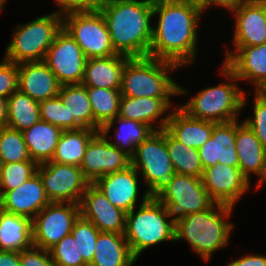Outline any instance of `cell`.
Returning <instances> with one entry per match:
<instances>
[{
    "mask_svg": "<svg viewBox=\"0 0 266 266\" xmlns=\"http://www.w3.org/2000/svg\"><path fill=\"white\" fill-rule=\"evenodd\" d=\"M153 26L149 57L182 66L196 58L197 27L203 11L198 3L182 0H153Z\"/></svg>",
    "mask_w": 266,
    "mask_h": 266,
    "instance_id": "1",
    "label": "cell"
},
{
    "mask_svg": "<svg viewBox=\"0 0 266 266\" xmlns=\"http://www.w3.org/2000/svg\"><path fill=\"white\" fill-rule=\"evenodd\" d=\"M99 11L106 21L117 54L129 58L149 56L153 0H105Z\"/></svg>",
    "mask_w": 266,
    "mask_h": 266,
    "instance_id": "2",
    "label": "cell"
},
{
    "mask_svg": "<svg viewBox=\"0 0 266 266\" xmlns=\"http://www.w3.org/2000/svg\"><path fill=\"white\" fill-rule=\"evenodd\" d=\"M233 206L215 203L211 208L191 213L175 222V241L184 239L204 261L229 243L234 225L226 220Z\"/></svg>",
    "mask_w": 266,
    "mask_h": 266,
    "instance_id": "3",
    "label": "cell"
},
{
    "mask_svg": "<svg viewBox=\"0 0 266 266\" xmlns=\"http://www.w3.org/2000/svg\"><path fill=\"white\" fill-rule=\"evenodd\" d=\"M178 68L174 63L149 56L130 58L122 73L121 96L171 98L188 94L168 75Z\"/></svg>",
    "mask_w": 266,
    "mask_h": 266,
    "instance_id": "4",
    "label": "cell"
},
{
    "mask_svg": "<svg viewBox=\"0 0 266 266\" xmlns=\"http://www.w3.org/2000/svg\"><path fill=\"white\" fill-rule=\"evenodd\" d=\"M135 210L126 213L124 237L136 259L151 246L175 241V223L168 220L165 206L154 195L145 190L138 210Z\"/></svg>",
    "mask_w": 266,
    "mask_h": 266,
    "instance_id": "5",
    "label": "cell"
},
{
    "mask_svg": "<svg viewBox=\"0 0 266 266\" xmlns=\"http://www.w3.org/2000/svg\"><path fill=\"white\" fill-rule=\"evenodd\" d=\"M221 67V74L230 82L207 87L182 104L180 108L190 117L215 123L238 120L237 115L247 104V92L239 88L237 77L224 63Z\"/></svg>",
    "mask_w": 266,
    "mask_h": 266,
    "instance_id": "6",
    "label": "cell"
},
{
    "mask_svg": "<svg viewBox=\"0 0 266 266\" xmlns=\"http://www.w3.org/2000/svg\"><path fill=\"white\" fill-rule=\"evenodd\" d=\"M63 28V15L53 12L19 24L6 49L4 59L15 64L44 61L49 47Z\"/></svg>",
    "mask_w": 266,
    "mask_h": 266,
    "instance_id": "7",
    "label": "cell"
},
{
    "mask_svg": "<svg viewBox=\"0 0 266 266\" xmlns=\"http://www.w3.org/2000/svg\"><path fill=\"white\" fill-rule=\"evenodd\" d=\"M166 208L174 223L188 214L211 208L210 197L201 178L175 173L154 195Z\"/></svg>",
    "mask_w": 266,
    "mask_h": 266,
    "instance_id": "8",
    "label": "cell"
},
{
    "mask_svg": "<svg viewBox=\"0 0 266 266\" xmlns=\"http://www.w3.org/2000/svg\"><path fill=\"white\" fill-rule=\"evenodd\" d=\"M131 165L141 172L151 195L175 174L166 145V129L153 131L131 155Z\"/></svg>",
    "mask_w": 266,
    "mask_h": 266,
    "instance_id": "9",
    "label": "cell"
},
{
    "mask_svg": "<svg viewBox=\"0 0 266 266\" xmlns=\"http://www.w3.org/2000/svg\"><path fill=\"white\" fill-rule=\"evenodd\" d=\"M63 29L81 47L87 59L116 55L106 21L100 11L63 15Z\"/></svg>",
    "mask_w": 266,
    "mask_h": 266,
    "instance_id": "10",
    "label": "cell"
},
{
    "mask_svg": "<svg viewBox=\"0 0 266 266\" xmlns=\"http://www.w3.org/2000/svg\"><path fill=\"white\" fill-rule=\"evenodd\" d=\"M79 204L50 202L32 219L33 246L49 250L72 231Z\"/></svg>",
    "mask_w": 266,
    "mask_h": 266,
    "instance_id": "11",
    "label": "cell"
},
{
    "mask_svg": "<svg viewBox=\"0 0 266 266\" xmlns=\"http://www.w3.org/2000/svg\"><path fill=\"white\" fill-rule=\"evenodd\" d=\"M36 172L40 175L50 202L80 204L90 184L84 178L81 168L75 165L49 161L38 165Z\"/></svg>",
    "mask_w": 266,
    "mask_h": 266,
    "instance_id": "12",
    "label": "cell"
},
{
    "mask_svg": "<svg viewBox=\"0 0 266 266\" xmlns=\"http://www.w3.org/2000/svg\"><path fill=\"white\" fill-rule=\"evenodd\" d=\"M87 57L76 41L62 28L49 47L44 62L61 85L81 84Z\"/></svg>",
    "mask_w": 266,
    "mask_h": 266,
    "instance_id": "13",
    "label": "cell"
},
{
    "mask_svg": "<svg viewBox=\"0 0 266 266\" xmlns=\"http://www.w3.org/2000/svg\"><path fill=\"white\" fill-rule=\"evenodd\" d=\"M131 166V155L109 143L98 132L87 145L80 168L84 178L93 184L104 175L125 170Z\"/></svg>",
    "mask_w": 266,
    "mask_h": 266,
    "instance_id": "14",
    "label": "cell"
},
{
    "mask_svg": "<svg viewBox=\"0 0 266 266\" xmlns=\"http://www.w3.org/2000/svg\"><path fill=\"white\" fill-rule=\"evenodd\" d=\"M202 184L216 203L233 206L250 188V183L239 167L216 164L202 173Z\"/></svg>",
    "mask_w": 266,
    "mask_h": 266,
    "instance_id": "15",
    "label": "cell"
},
{
    "mask_svg": "<svg viewBox=\"0 0 266 266\" xmlns=\"http://www.w3.org/2000/svg\"><path fill=\"white\" fill-rule=\"evenodd\" d=\"M79 206L80 215L100 232L124 234L126 212L115 207L94 184L87 186Z\"/></svg>",
    "mask_w": 266,
    "mask_h": 266,
    "instance_id": "16",
    "label": "cell"
},
{
    "mask_svg": "<svg viewBox=\"0 0 266 266\" xmlns=\"http://www.w3.org/2000/svg\"><path fill=\"white\" fill-rule=\"evenodd\" d=\"M226 50L223 63L238 80H247L259 91L266 83V43L257 46H234Z\"/></svg>",
    "mask_w": 266,
    "mask_h": 266,
    "instance_id": "17",
    "label": "cell"
},
{
    "mask_svg": "<svg viewBox=\"0 0 266 266\" xmlns=\"http://www.w3.org/2000/svg\"><path fill=\"white\" fill-rule=\"evenodd\" d=\"M235 146L238 154L239 169L250 182V174L259 177L256 190L266 181V148L245 122L236 120Z\"/></svg>",
    "mask_w": 266,
    "mask_h": 266,
    "instance_id": "18",
    "label": "cell"
},
{
    "mask_svg": "<svg viewBox=\"0 0 266 266\" xmlns=\"http://www.w3.org/2000/svg\"><path fill=\"white\" fill-rule=\"evenodd\" d=\"M232 13L235 16L234 46L266 43L265 0H247Z\"/></svg>",
    "mask_w": 266,
    "mask_h": 266,
    "instance_id": "19",
    "label": "cell"
},
{
    "mask_svg": "<svg viewBox=\"0 0 266 266\" xmlns=\"http://www.w3.org/2000/svg\"><path fill=\"white\" fill-rule=\"evenodd\" d=\"M235 140L236 120L216 123L211 137L198 149L203 169L216 164L238 167Z\"/></svg>",
    "mask_w": 266,
    "mask_h": 266,
    "instance_id": "20",
    "label": "cell"
},
{
    "mask_svg": "<svg viewBox=\"0 0 266 266\" xmlns=\"http://www.w3.org/2000/svg\"><path fill=\"white\" fill-rule=\"evenodd\" d=\"M2 192L3 211L31 220L50 203L37 172L17 188Z\"/></svg>",
    "mask_w": 266,
    "mask_h": 266,
    "instance_id": "21",
    "label": "cell"
},
{
    "mask_svg": "<svg viewBox=\"0 0 266 266\" xmlns=\"http://www.w3.org/2000/svg\"><path fill=\"white\" fill-rule=\"evenodd\" d=\"M138 171L131 165L125 170L107 174L93 184L117 208L128 213L136 207L139 194Z\"/></svg>",
    "mask_w": 266,
    "mask_h": 266,
    "instance_id": "22",
    "label": "cell"
},
{
    "mask_svg": "<svg viewBox=\"0 0 266 266\" xmlns=\"http://www.w3.org/2000/svg\"><path fill=\"white\" fill-rule=\"evenodd\" d=\"M61 84L44 61L18 64V90L37 102L58 96Z\"/></svg>",
    "mask_w": 266,
    "mask_h": 266,
    "instance_id": "23",
    "label": "cell"
},
{
    "mask_svg": "<svg viewBox=\"0 0 266 266\" xmlns=\"http://www.w3.org/2000/svg\"><path fill=\"white\" fill-rule=\"evenodd\" d=\"M171 98L152 97H127L121 96L118 116L126 119L137 120L148 125L153 131L166 128L170 114L164 115L172 106ZM158 121V127L154 128L153 122Z\"/></svg>",
    "mask_w": 266,
    "mask_h": 266,
    "instance_id": "24",
    "label": "cell"
},
{
    "mask_svg": "<svg viewBox=\"0 0 266 266\" xmlns=\"http://www.w3.org/2000/svg\"><path fill=\"white\" fill-rule=\"evenodd\" d=\"M129 59L120 54L87 59L81 84L85 87L121 89L123 69Z\"/></svg>",
    "mask_w": 266,
    "mask_h": 266,
    "instance_id": "25",
    "label": "cell"
},
{
    "mask_svg": "<svg viewBox=\"0 0 266 266\" xmlns=\"http://www.w3.org/2000/svg\"><path fill=\"white\" fill-rule=\"evenodd\" d=\"M173 109L165 129L184 145L199 149L211 137L216 123L192 118L179 106Z\"/></svg>",
    "mask_w": 266,
    "mask_h": 266,
    "instance_id": "26",
    "label": "cell"
},
{
    "mask_svg": "<svg viewBox=\"0 0 266 266\" xmlns=\"http://www.w3.org/2000/svg\"><path fill=\"white\" fill-rule=\"evenodd\" d=\"M95 250L89 266H133L137 260L124 234L100 232Z\"/></svg>",
    "mask_w": 266,
    "mask_h": 266,
    "instance_id": "27",
    "label": "cell"
},
{
    "mask_svg": "<svg viewBox=\"0 0 266 266\" xmlns=\"http://www.w3.org/2000/svg\"><path fill=\"white\" fill-rule=\"evenodd\" d=\"M61 133L59 127L41 119L22 132L29 155L37 165L51 161Z\"/></svg>",
    "mask_w": 266,
    "mask_h": 266,
    "instance_id": "28",
    "label": "cell"
},
{
    "mask_svg": "<svg viewBox=\"0 0 266 266\" xmlns=\"http://www.w3.org/2000/svg\"><path fill=\"white\" fill-rule=\"evenodd\" d=\"M32 246V220L0 212V250L20 252Z\"/></svg>",
    "mask_w": 266,
    "mask_h": 266,
    "instance_id": "29",
    "label": "cell"
},
{
    "mask_svg": "<svg viewBox=\"0 0 266 266\" xmlns=\"http://www.w3.org/2000/svg\"><path fill=\"white\" fill-rule=\"evenodd\" d=\"M98 131L88 128L63 130L51 161L80 167L90 140Z\"/></svg>",
    "mask_w": 266,
    "mask_h": 266,
    "instance_id": "30",
    "label": "cell"
},
{
    "mask_svg": "<svg viewBox=\"0 0 266 266\" xmlns=\"http://www.w3.org/2000/svg\"><path fill=\"white\" fill-rule=\"evenodd\" d=\"M58 96L67 106L69 119H75V129L88 128L94 130L93 110L83 84L61 85Z\"/></svg>",
    "mask_w": 266,
    "mask_h": 266,
    "instance_id": "31",
    "label": "cell"
},
{
    "mask_svg": "<svg viewBox=\"0 0 266 266\" xmlns=\"http://www.w3.org/2000/svg\"><path fill=\"white\" fill-rule=\"evenodd\" d=\"M114 122L119 123V127H115L117 131H114L116 142L109 141V143L118 147L120 150L127 152L129 155H132L135 148L153 132V130L144 123L116 116L100 128L99 132L105 138H109L108 132H110L115 124Z\"/></svg>",
    "mask_w": 266,
    "mask_h": 266,
    "instance_id": "32",
    "label": "cell"
},
{
    "mask_svg": "<svg viewBox=\"0 0 266 266\" xmlns=\"http://www.w3.org/2000/svg\"><path fill=\"white\" fill-rule=\"evenodd\" d=\"M39 102L20 90L7 98V127L23 132L40 120Z\"/></svg>",
    "mask_w": 266,
    "mask_h": 266,
    "instance_id": "33",
    "label": "cell"
},
{
    "mask_svg": "<svg viewBox=\"0 0 266 266\" xmlns=\"http://www.w3.org/2000/svg\"><path fill=\"white\" fill-rule=\"evenodd\" d=\"M86 89L93 110L94 130L99 132L104 124L118 116L121 89L100 87H86Z\"/></svg>",
    "mask_w": 266,
    "mask_h": 266,
    "instance_id": "34",
    "label": "cell"
},
{
    "mask_svg": "<svg viewBox=\"0 0 266 266\" xmlns=\"http://www.w3.org/2000/svg\"><path fill=\"white\" fill-rule=\"evenodd\" d=\"M166 145L175 173L202 177L203 167L198 149L184 145L166 130Z\"/></svg>",
    "mask_w": 266,
    "mask_h": 266,
    "instance_id": "35",
    "label": "cell"
},
{
    "mask_svg": "<svg viewBox=\"0 0 266 266\" xmlns=\"http://www.w3.org/2000/svg\"><path fill=\"white\" fill-rule=\"evenodd\" d=\"M0 158L3 164L33 161L29 155L22 132L9 127L0 129Z\"/></svg>",
    "mask_w": 266,
    "mask_h": 266,
    "instance_id": "36",
    "label": "cell"
},
{
    "mask_svg": "<svg viewBox=\"0 0 266 266\" xmlns=\"http://www.w3.org/2000/svg\"><path fill=\"white\" fill-rule=\"evenodd\" d=\"M100 231L91 221L81 215L75 220L71 234L78 246L82 260L89 266L95 254L96 242Z\"/></svg>",
    "mask_w": 266,
    "mask_h": 266,
    "instance_id": "37",
    "label": "cell"
},
{
    "mask_svg": "<svg viewBox=\"0 0 266 266\" xmlns=\"http://www.w3.org/2000/svg\"><path fill=\"white\" fill-rule=\"evenodd\" d=\"M34 161L5 163L0 175V190L10 191L27 181L37 171Z\"/></svg>",
    "mask_w": 266,
    "mask_h": 266,
    "instance_id": "38",
    "label": "cell"
},
{
    "mask_svg": "<svg viewBox=\"0 0 266 266\" xmlns=\"http://www.w3.org/2000/svg\"><path fill=\"white\" fill-rule=\"evenodd\" d=\"M40 118L63 130H75V119H69L67 106L59 96L39 102Z\"/></svg>",
    "mask_w": 266,
    "mask_h": 266,
    "instance_id": "39",
    "label": "cell"
},
{
    "mask_svg": "<svg viewBox=\"0 0 266 266\" xmlns=\"http://www.w3.org/2000/svg\"><path fill=\"white\" fill-rule=\"evenodd\" d=\"M48 251L57 266H88L82 260L78 246L71 233Z\"/></svg>",
    "mask_w": 266,
    "mask_h": 266,
    "instance_id": "40",
    "label": "cell"
},
{
    "mask_svg": "<svg viewBox=\"0 0 266 266\" xmlns=\"http://www.w3.org/2000/svg\"><path fill=\"white\" fill-rule=\"evenodd\" d=\"M253 104V117L247 118L245 122L255 133L259 141L266 148V97L259 91H255Z\"/></svg>",
    "mask_w": 266,
    "mask_h": 266,
    "instance_id": "41",
    "label": "cell"
},
{
    "mask_svg": "<svg viewBox=\"0 0 266 266\" xmlns=\"http://www.w3.org/2000/svg\"><path fill=\"white\" fill-rule=\"evenodd\" d=\"M18 90V64L5 59L0 62V97L8 98Z\"/></svg>",
    "mask_w": 266,
    "mask_h": 266,
    "instance_id": "42",
    "label": "cell"
},
{
    "mask_svg": "<svg viewBox=\"0 0 266 266\" xmlns=\"http://www.w3.org/2000/svg\"><path fill=\"white\" fill-rule=\"evenodd\" d=\"M21 266H57L48 250L32 246L19 252Z\"/></svg>",
    "mask_w": 266,
    "mask_h": 266,
    "instance_id": "43",
    "label": "cell"
},
{
    "mask_svg": "<svg viewBox=\"0 0 266 266\" xmlns=\"http://www.w3.org/2000/svg\"><path fill=\"white\" fill-rule=\"evenodd\" d=\"M60 6L57 14L65 15L72 12L99 11L105 0H54Z\"/></svg>",
    "mask_w": 266,
    "mask_h": 266,
    "instance_id": "44",
    "label": "cell"
},
{
    "mask_svg": "<svg viewBox=\"0 0 266 266\" xmlns=\"http://www.w3.org/2000/svg\"><path fill=\"white\" fill-rule=\"evenodd\" d=\"M247 0H202L199 4L201 10L204 12L208 7L211 8L215 6L223 7L228 9L229 11H233L238 9L242 4H244Z\"/></svg>",
    "mask_w": 266,
    "mask_h": 266,
    "instance_id": "45",
    "label": "cell"
},
{
    "mask_svg": "<svg viewBox=\"0 0 266 266\" xmlns=\"http://www.w3.org/2000/svg\"><path fill=\"white\" fill-rule=\"evenodd\" d=\"M226 266H266V256L260 254L245 255L229 262Z\"/></svg>",
    "mask_w": 266,
    "mask_h": 266,
    "instance_id": "46",
    "label": "cell"
},
{
    "mask_svg": "<svg viewBox=\"0 0 266 266\" xmlns=\"http://www.w3.org/2000/svg\"><path fill=\"white\" fill-rule=\"evenodd\" d=\"M0 266H21L19 252L0 250Z\"/></svg>",
    "mask_w": 266,
    "mask_h": 266,
    "instance_id": "47",
    "label": "cell"
},
{
    "mask_svg": "<svg viewBox=\"0 0 266 266\" xmlns=\"http://www.w3.org/2000/svg\"><path fill=\"white\" fill-rule=\"evenodd\" d=\"M7 127V99L0 97V129Z\"/></svg>",
    "mask_w": 266,
    "mask_h": 266,
    "instance_id": "48",
    "label": "cell"
},
{
    "mask_svg": "<svg viewBox=\"0 0 266 266\" xmlns=\"http://www.w3.org/2000/svg\"><path fill=\"white\" fill-rule=\"evenodd\" d=\"M4 210L3 192L0 190V212Z\"/></svg>",
    "mask_w": 266,
    "mask_h": 266,
    "instance_id": "49",
    "label": "cell"
},
{
    "mask_svg": "<svg viewBox=\"0 0 266 266\" xmlns=\"http://www.w3.org/2000/svg\"><path fill=\"white\" fill-rule=\"evenodd\" d=\"M259 92L266 97V83L264 84V86L259 90Z\"/></svg>",
    "mask_w": 266,
    "mask_h": 266,
    "instance_id": "50",
    "label": "cell"
},
{
    "mask_svg": "<svg viewBox=\"0 0 266 266\" xmlns=\"http://www.w3.org/2000/svg\"><path fill=\"white\" fill-rule=\"evenodd\" d=\"M6 0H0V12L3 10L4 4Z\"/></svg>",
    "mask_w": 266,
    "mask_h": 266,
    "instance_id": "51",
    "label": "cell"
},
{
    "mask_svg": "<svg viewBox=\"0 0 266 266\" xmlns=\"http://www.w3.org/2000/svg\"><path fill=\"white\" fill-rule=\"evenodd\" d=\"M182 1H191L200 4L202 0H182Z\"/></svg>",
    "mask_w": 266,
    "mask_h": 266,
    "instance_id": "52",
    "label": "cell"
},
{
    "mask_svg": "<svg viewBox=\"0 0 266 266\" xmlns=\"http://www.w3.org/2000/svg\"><path fill=\"white\" fill-rule=\"evenodd\" d=\"M2 166H3V162H2V159L0 158V175H1Z\"/></svg>",
    "mask_w": 266,
    "mask_h": 266,
    "instance_id": "53",
    "label": "cell"
},
{
    "mask_svg": "<svg viewBox=\"0 0 266 266\" xmlns=\"http://www.w3.org/2000/svg\"><path fill=\"white\" fill-rule=\"evenodd\" d=\"M265 19H266V0H265Z\"/></svg>",
    "mask_w": 266,
    "mask_h": 266,
    "instance_id": "54",
    "label": "cell"
}]
</instances>
